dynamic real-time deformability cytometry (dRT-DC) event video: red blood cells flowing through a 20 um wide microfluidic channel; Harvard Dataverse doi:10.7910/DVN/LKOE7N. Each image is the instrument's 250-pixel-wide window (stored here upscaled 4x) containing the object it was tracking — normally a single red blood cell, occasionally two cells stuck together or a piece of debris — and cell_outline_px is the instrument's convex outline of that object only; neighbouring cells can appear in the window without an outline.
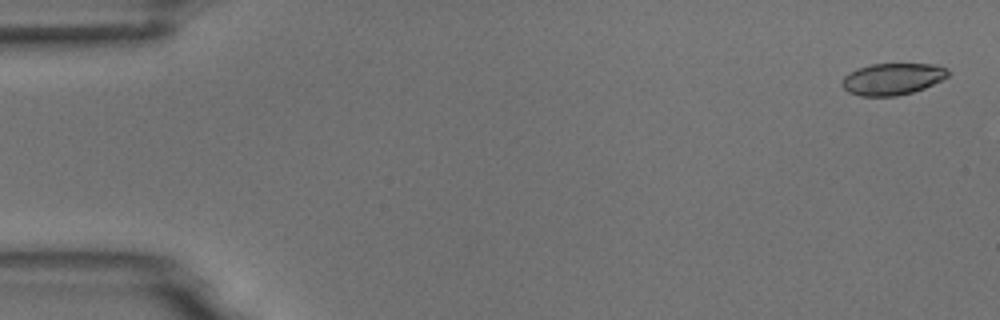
{"species": "common noctule bat (a hibernating species)", "species_latin": "Nyctalus noctula", "temperature_condition": "room temperature", "stored_images_in_passage": 5, "camera_frame_rate_fps": 3000, "um_per_image_px": 0.085, "animal": {"sex": "male", "body_mass_g": 18.8}, "frame": {"image": 1, "passage_image": 1, "time_ms": 0.0, "image_size_px": [1000, 320], "cell_outline_px": [[952, 72], [948, 76], [924, 88], [912, 92], [896, 96], [860, 96], [848, 92], [840, 84], [840, 80], [848, 72], [856, 68], [872, 64], [936, 64], [948, 68]], "centroid_in_image_um": [75.83, 6.7], "position_along_channel_um": 9.2, "area_um2": 19.83}}
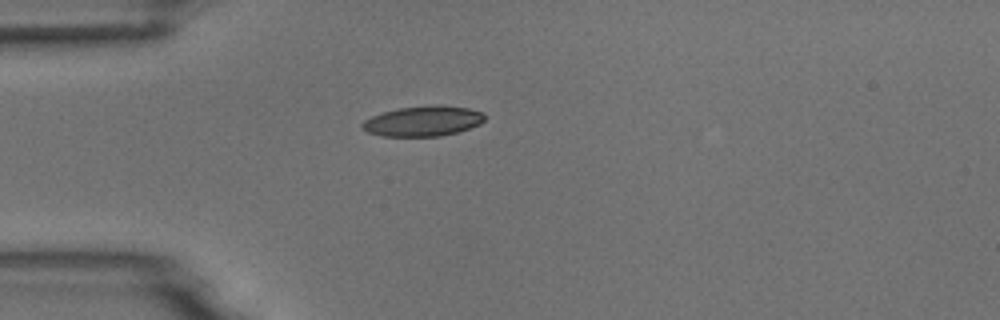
{"frame": {"image": 2, "passage_image": 4, "time_ms": 4.333, "image_size_px": [1000, 320], "cell_outline_px": [[484, 120], [480, 124], [456, 132], [440, 136], [380, 136], [368, 132], [360, 124], [364, 120], [372, 116], [396, 108], [468, 108], [484, 112]], "centroid_in_image_um": [35.91, 10.34], "position_along_channel_um": 49.1, "area_um2": 20.52}}